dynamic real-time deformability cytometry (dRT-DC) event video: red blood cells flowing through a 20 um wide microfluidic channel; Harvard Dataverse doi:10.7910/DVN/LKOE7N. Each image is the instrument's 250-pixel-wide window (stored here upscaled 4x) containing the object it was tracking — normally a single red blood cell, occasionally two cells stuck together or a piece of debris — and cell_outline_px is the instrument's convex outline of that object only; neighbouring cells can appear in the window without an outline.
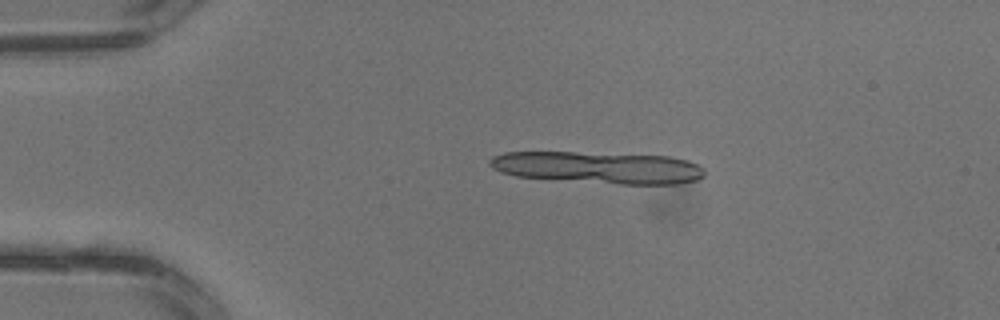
{"species": "common noctule bat (a hibernating species)", "species_latin": "Nyctalus noctula", "temperature_condition": "warm", "stored_images_in_passage": 2, "camera_frame_rate_fps": 3000, "um_per_image_px": 0.085, "animal": {"sex": "male", "body_mass_g": 13.3}, "frame": {"image": 1, "passage_image": 2, "time_ms": 0.333, "image_size_px": [1000, 320], "cell_outline_px": [[704, 176], [696, 180], [676, 184], [620, 184], [516, 176], [500, 172], [492, 168], [488, 164], [488, 160], [492, 156], [504, 152], [572, 152], [672, 156], [688, 160], [700, 164], [704, 168]], "centroid_in_image_um": [50.87, 14.23], "position_along_channel_um": 34.1, "area_um2": 40.06}}